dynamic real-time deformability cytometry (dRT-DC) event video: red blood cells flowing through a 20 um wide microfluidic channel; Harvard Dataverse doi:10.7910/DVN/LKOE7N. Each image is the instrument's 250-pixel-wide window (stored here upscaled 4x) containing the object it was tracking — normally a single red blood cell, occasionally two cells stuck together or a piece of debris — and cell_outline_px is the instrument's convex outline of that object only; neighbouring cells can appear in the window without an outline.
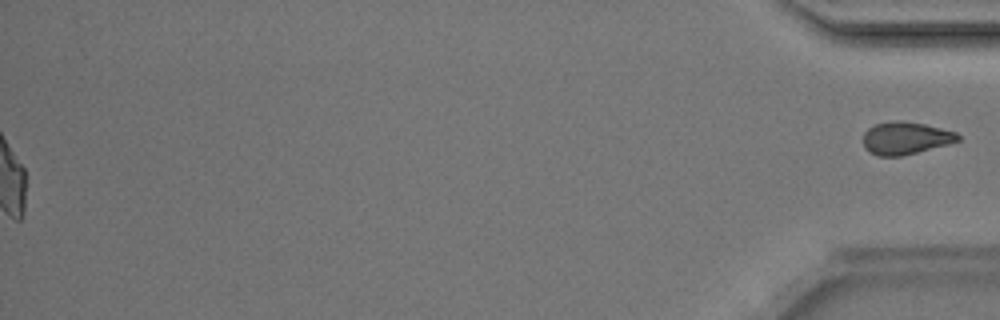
{"species": "Egyptian fruit bat (a non-hibernating species)", "species_latin": "Rousettus aegyptiacus", "temperature_condition": "room temperature", "stored_images_in_passage": 44, "segment_of_instrument_passage": [2, 2], "camera_frame_rate_fps": 3000, "um_per_image_px": 0.085, "animal": {"sex": "male"}, "frame": {"image": 1, "passage_image": 44, "time_ms": 14.333, "image_size_px": [1000, 320], "cell_outline_px": [[960, 140], [948, 144], [900, 156], [880, 156], [864, 148], [864, 132], [868, 128], [876, 124], [892, 120], [900, 120], [924, 124], [956, 132], [960, 136]], "centroid_in_image_um": [76.97, 11.72], "position_along_channel_um": 358.2, "area_um2": 17.74}}